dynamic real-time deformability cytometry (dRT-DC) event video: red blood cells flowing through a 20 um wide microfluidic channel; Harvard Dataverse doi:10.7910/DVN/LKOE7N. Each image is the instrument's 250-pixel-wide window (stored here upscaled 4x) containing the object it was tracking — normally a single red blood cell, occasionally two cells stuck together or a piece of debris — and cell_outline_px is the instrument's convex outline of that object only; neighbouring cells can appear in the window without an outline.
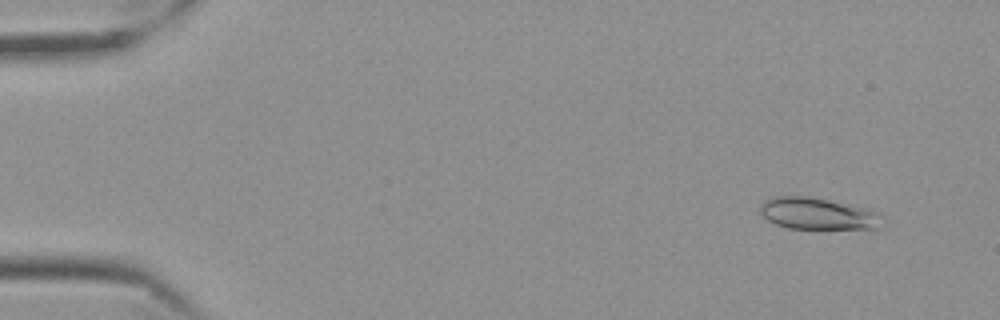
{"species": "Egyptian fruit bat (a non-hibernating species)", "species_latin": "Rousettus aegyptiacus", "temperature_condition": "cold", "stored_images_in_passage": 58, "camera_frame_rate_fps": 3000, "um_per_image_px": 0.085, "frame": {"image": 1, "passage_image": 5, "time_ms": 1.333, "image_size_px": [1000, 320], "cell_outline_px": [[884, 216], [876, 228], [788, 228], [776, 224], [768, 220], [760, 212], [760, 204], [764, 200], [772, 196], [808, 196], [848, 204], [880, 212]], "centroid_in_image_um": [69.47, 18.14], "position_along_channel_um": 15.5, "area_um2": 22.37}}
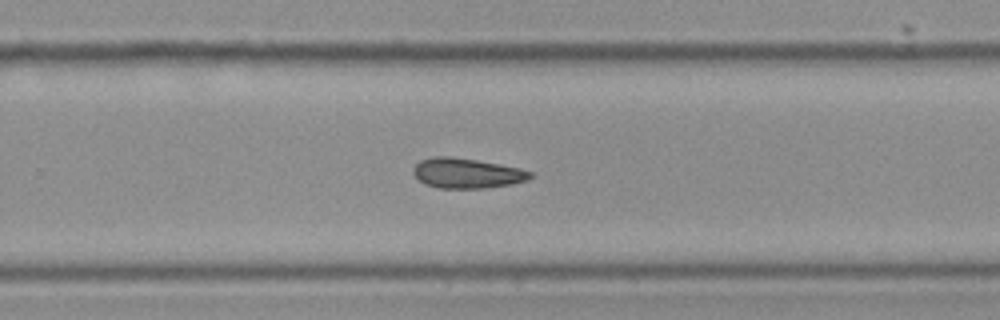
{"frame": {"image": 2, "passage_image": 38, "time_ms": 12.333, "image_size_px": [1000, 320], "cell_outline_px": [[532, 176], [528, 180], [512, 184], [484, 188], [436, 188], [424, 184], [412, 172], [412, 168], [420, 160], [432, 156], [452, 156], [500, 164], [520, 168], [532, 172]], "centroid_in_image_um": [39.66, 14.72], "position_along_channel_um": 290.1, "area_um2": 20.63}}
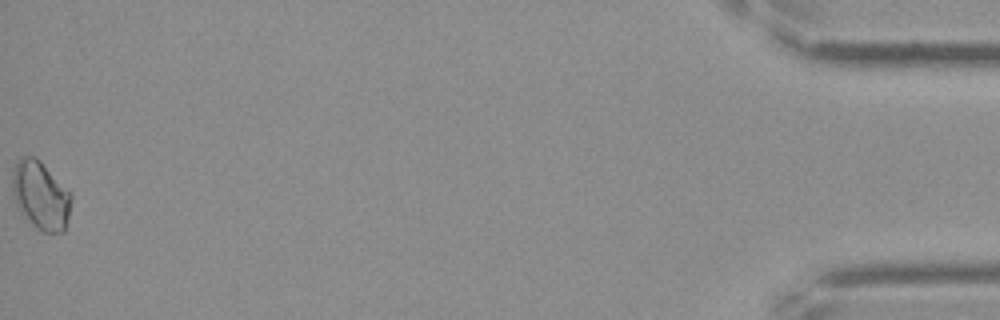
{"frame": {"image": 3, "passage_image": 58, "time_ms": 19.0, "image_size_px": [1000, 320], "cell_outline_px": [[72, 196], [68, 216], [64, 232], [40, 232], [16, 208], [12, 192], [12, 172], [16, 160], [20, 156], [36, 156], [40, 160]], "centroid_in_image_um": [3.4, 16.6], "position_along_channel_um": 431.8, "area_um2": 23.47}}